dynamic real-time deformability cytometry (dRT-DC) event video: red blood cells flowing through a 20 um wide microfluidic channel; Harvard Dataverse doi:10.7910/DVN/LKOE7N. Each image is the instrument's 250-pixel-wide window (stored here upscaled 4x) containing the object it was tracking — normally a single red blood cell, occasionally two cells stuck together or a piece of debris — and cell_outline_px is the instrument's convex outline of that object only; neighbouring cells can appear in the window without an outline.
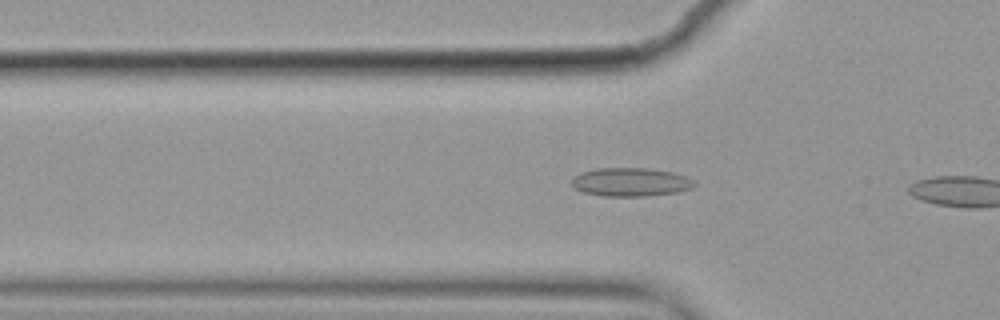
{"species": "common noctule bat (a hibernating species)", "species_latin": "Nyctalus noctula", "temperature_condition": "cold", "stored_images_in_passage": 11, "camera_frame_rate_fps": 3000, "um_per_image_px": 0.085, "animal": {"sex": "female", "body_mass_g": 19.9}, "frame": {"image": 1, "passage_image": 10, "time_ms": 3.0, "image_size_px": [1000, 320], "cell_outline_px": [[696, 184], [692, 188], [676, 192], [644, 196], [604, 196], [584, 192], [576, 188], [572, 184], [572, 176], [580, 172], [596, 168], [648, 168], [672, 172], [688, 176]], "centroid_in_image_um": [53.6, 15.46], "position_along_channel_um": 72.2, "area_um2": 20.4}}